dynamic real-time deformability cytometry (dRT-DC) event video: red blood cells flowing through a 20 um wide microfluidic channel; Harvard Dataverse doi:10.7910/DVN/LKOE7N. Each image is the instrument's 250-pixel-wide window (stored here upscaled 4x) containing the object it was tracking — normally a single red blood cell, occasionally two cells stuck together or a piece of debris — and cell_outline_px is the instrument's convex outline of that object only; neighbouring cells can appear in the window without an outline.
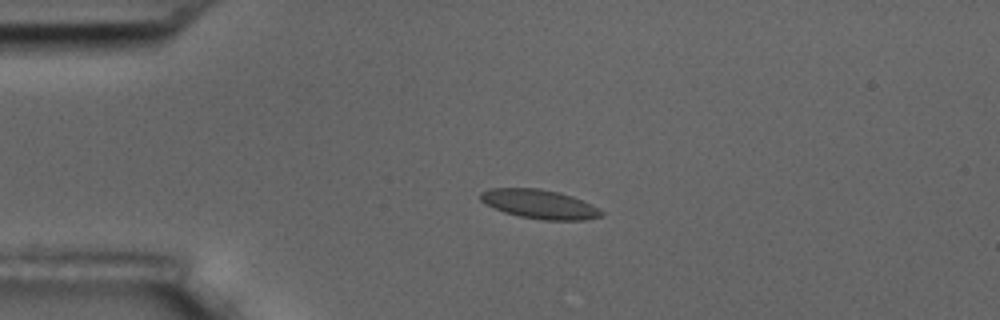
{"species": "common noctule bat (a hibernating species)", "species_latin": "Nyctalus noctula", "temperature_condition": "room temperature", "stored_images_in_passage": 5, "camera_frame_rate_fps": 3000, "um_per_image_px": 0.085, "animal": {"sex": "male", "body_mass_g": 17.5, "forearm_length_mm": 52.3}, "frame": {"image": 1, "passage_image": 3, "time_ms": 2.333, "image_size_px": [1000, 320], "cell_outline_px": [[604, 216], [584, 220], [540, 220], [520, 216], [504, 212], [484, 204], [480, 200], [480, 192], [488, 188], [540, 188], [572, 196], [592, 204], [604, 212]], "centroid_in_image_um": [45.85, 17.35], "position_along_channel_um": 39.2, "area_um2": 20.63}}